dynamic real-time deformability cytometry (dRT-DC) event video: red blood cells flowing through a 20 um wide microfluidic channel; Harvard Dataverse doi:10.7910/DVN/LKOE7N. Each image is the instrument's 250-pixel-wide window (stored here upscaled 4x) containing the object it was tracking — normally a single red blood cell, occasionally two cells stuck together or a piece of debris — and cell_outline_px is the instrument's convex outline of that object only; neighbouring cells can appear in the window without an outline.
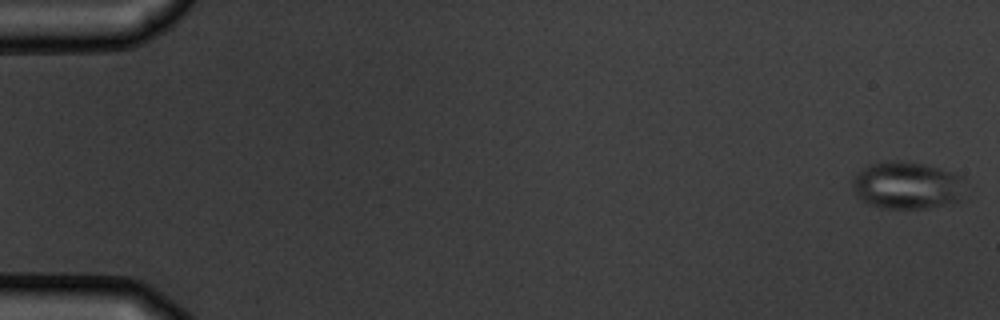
{"species": "common noctule bat (a hibernating species)", "species_latin": "Nyctalus noctula", "temperature_condition": "warm", "stored_images_in_passage": 5, "camera_frame_rate_fps": 3000, "um_per_image_px": 0.085, "animal": {"sex": "male", "body_mass_g": 19.5, "forearm_length_mm": 54.6}, "frame": {"image": 1, "passage_image": 1, "time_ms": 0.0, "image_size_px": [1000, 320], "cell_outline_px": [[964, 180], [960, 200], [924, 208], [880, 208], [868, 204], [860, 200], [852, 192], [852, 180], [856, 172], [868, 164], [888, 160], [896, 160], [924, 164], [964, 176]], "centroid_in_image_um": [77.01, 15.74], "position_along_channel_um": 8.0, "area_um2": 31.33}}